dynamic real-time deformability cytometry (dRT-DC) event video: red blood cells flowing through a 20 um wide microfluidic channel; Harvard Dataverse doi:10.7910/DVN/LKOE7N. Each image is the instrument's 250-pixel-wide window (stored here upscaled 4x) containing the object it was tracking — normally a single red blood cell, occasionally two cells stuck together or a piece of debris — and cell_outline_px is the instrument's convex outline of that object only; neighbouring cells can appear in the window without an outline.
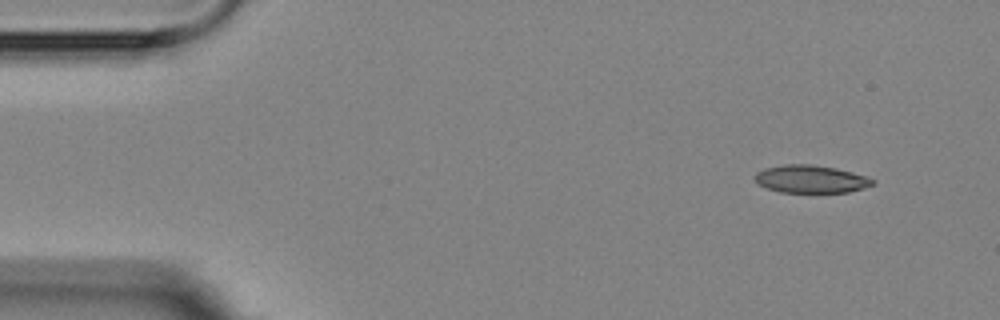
{"species": "Egyptian fruit bat (a non-hibernating species)", "species_latin": "Rousettus aegyptiacus", "temperature_condition": "room temperature", "stored_images_in_passage": 4, "camera_frame_rate_fps": 3000, "um_per_image_px": 0.085, "animal": {"sex": "female"}, "frame": {"image": 1, "passage_image": 1, "time_ms": 0.0, "image_size_px": [1000, 320], "cell_outline_px": [[876, 184], [864, 188], [848, 192], [780, 192], [756, 184], [752, 176], [756, 172], [764, 168], [784, 164], [812, 164], [836, 168], [852, 172], [876, 180]], "centroid_in_image_um": [68.89, 15.21], "position_along_channel_um": 16.1, "area_um2": 19.25}}